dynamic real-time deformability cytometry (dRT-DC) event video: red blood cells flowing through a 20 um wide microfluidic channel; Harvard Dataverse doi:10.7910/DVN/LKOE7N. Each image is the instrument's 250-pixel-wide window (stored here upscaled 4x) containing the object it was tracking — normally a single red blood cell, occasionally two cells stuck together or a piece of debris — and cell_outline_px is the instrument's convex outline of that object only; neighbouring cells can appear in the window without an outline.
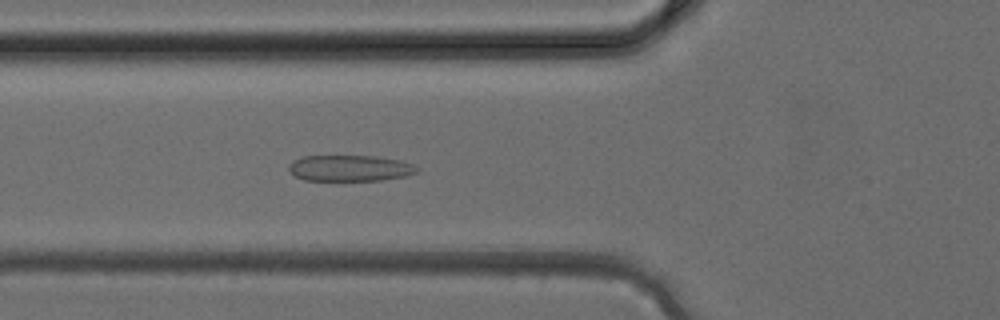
{"species": "common noctule bat (a hibernating species)", "species_latin": "Nyctalus noctula", "temperature_condition": "cold", "stored_images_in_passage": 30, "camera_frame_rate_fps": 3000, "um_per_image_px": 0.085, "animal": {"sex": "female", "body_mass_g": 24.6, "forearm_length_mm": 56.2}, "frame": {"image": 1, "passage_image": 6, "time_ms": 1.667, "image_size_px": [1000, 320], "cell_outline_px": [[420, 168], [416, 172], [408, 176], [380, 180], [304, 180], [296, 176], [288, 168], [288, 164], [292, 160], [304, 156], [376, 156], [400, 160], [412, 164]], "centroid_in_image_um": [29.75, 14.29], "position_along_channel_um": 96.0, "area_um2": 19.48}}
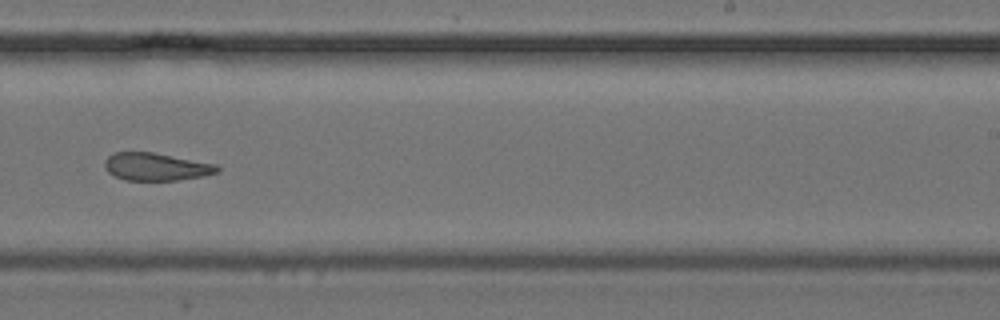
{"frame": {"image": 2, "passage_image": 16, "time_ms": 5.0, "image_size_px": [1000, 320], "cell_outline_px": [[220, 172], [204, 176], [176, 180], [124, 180], [108, 172], [104, 164], [104, 160], [112, 152], [152, 152], [216, 164], [220, 168]], "centroid_in_image_um": [13.27, 14.17], "position_along_channel_um": 275.7, "area_um2": 18.15}}
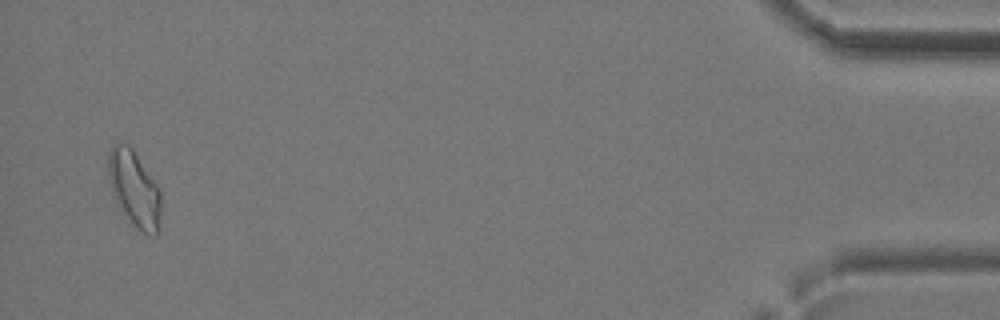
{"frame": {"image": 3, "passage_image": 29, "time_ms": 9.333, "image_size_px": [1000, 320], "cell_outline_px": [[160, 228], [156, 236], [152, 236], [128, 224], [116, 204], [112, 196], [108, 176], [108, 152], [112, 144], [128, 144], [132, 148], [160, 188]], "centroid_in_image_um": [11.39, 16.1], "position_along_channel_um": 423.8, "area_um2": 23.99}}